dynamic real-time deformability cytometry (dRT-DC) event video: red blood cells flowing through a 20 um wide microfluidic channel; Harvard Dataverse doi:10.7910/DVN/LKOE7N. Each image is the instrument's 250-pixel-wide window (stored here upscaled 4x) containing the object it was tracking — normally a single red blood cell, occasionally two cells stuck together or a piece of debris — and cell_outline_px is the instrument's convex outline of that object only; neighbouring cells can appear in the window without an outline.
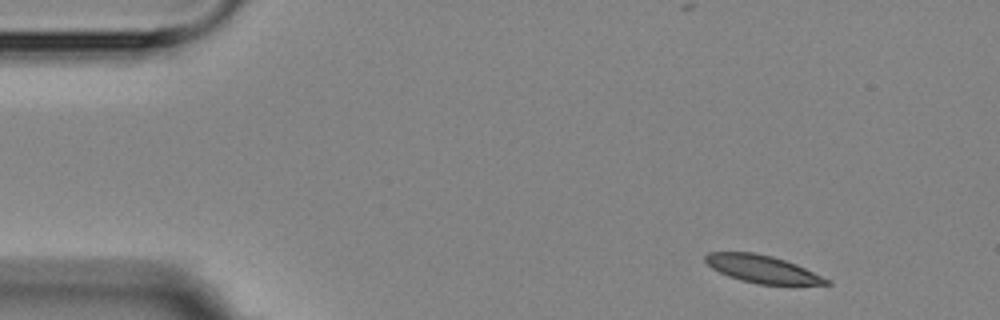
{"species": "Egyptian fruit bat (a non-hibernating species)", "species_latin": "Rousettus aegyptiacus", "temperature_condition": "room temperature", "stored_images_in_passage": 4, "camera_frame_rate_fps": 3000, "um_per_image_px": 0.085, "animal": {"sex": "female"}, "frame": {"image": 1, "passage_image": 1, "time_ms": 0.0, "image_size_px": [1000, 320], "cell_outline_px": [[832, 284], [756, 284], [740, 280], [728, 276], [712, 268], [704, 260], [704, 256], [708, 252], [752, 252], [772, 256], [796, 264], [832, 280]], "centroid_in_image_um": [64.79, 22.86], "position_along_channel_um": 20.2, "area_um2": 19.36}}
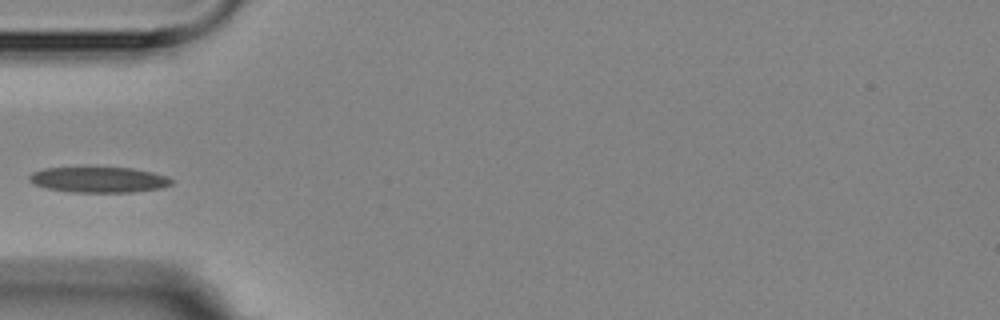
{"frame": {"image": 2, "passage_image": 4, "time_ms": 4.0, "image_size_px": [1000, 320], "cell_outline_px": [[172, 184], [160, 188], [132, 192], [72, 192], [48, 188], [36, 184], [28, 180], [28, 176], [32, 172], [44, 168], [132, 168], [152, 172], [168, 176], [172, 180]], "centroid_in_image_um": [8.41, 15.27], "position_along_channel_um": 76.6, "area_um2": 20.98}}